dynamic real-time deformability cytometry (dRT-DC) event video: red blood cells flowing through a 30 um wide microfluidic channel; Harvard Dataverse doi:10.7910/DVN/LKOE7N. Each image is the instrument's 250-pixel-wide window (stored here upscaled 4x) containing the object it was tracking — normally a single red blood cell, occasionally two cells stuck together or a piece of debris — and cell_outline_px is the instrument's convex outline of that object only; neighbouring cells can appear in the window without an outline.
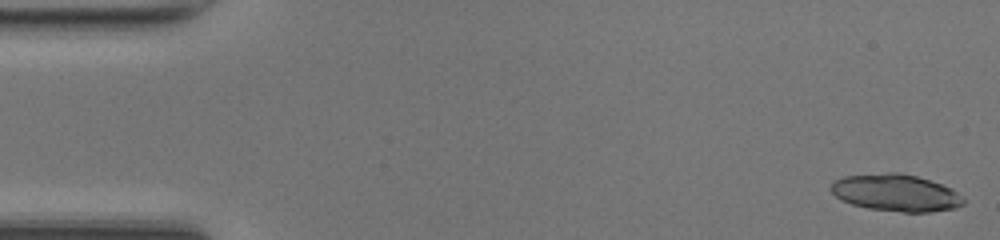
{"species": "common noctule bat (a hibernating species)", "species_latin": "Nyctalus noctula", "temperature_condition": "room temperature", "stored_images_in_passage": 12, "camera_frame_rate_fps": 3000, "um_per_image_px": 0.085, "animal": {"sex": "female", "body_mass_g": 17.0, "forearm_length_mm": 48.0}, "frame": {"image": 1, "passage_image": 1, "time_ms": 0.0, "image_size_px": [1000, 240], "cell_outline_px": [[964, 204], [956, 208], [928, 212], [904, 212], [868, 208], [852, 204], [836, 196], [832, 192], [832, 184], [836, 180], [844, 176], [888, 172], [896, 172], [916, 176], [952, 188], [964, 200]], "centroid_in_image_um": [76.17, 16.39], "position_along_channel_um": 8.8, "area_um2": 28.21}}